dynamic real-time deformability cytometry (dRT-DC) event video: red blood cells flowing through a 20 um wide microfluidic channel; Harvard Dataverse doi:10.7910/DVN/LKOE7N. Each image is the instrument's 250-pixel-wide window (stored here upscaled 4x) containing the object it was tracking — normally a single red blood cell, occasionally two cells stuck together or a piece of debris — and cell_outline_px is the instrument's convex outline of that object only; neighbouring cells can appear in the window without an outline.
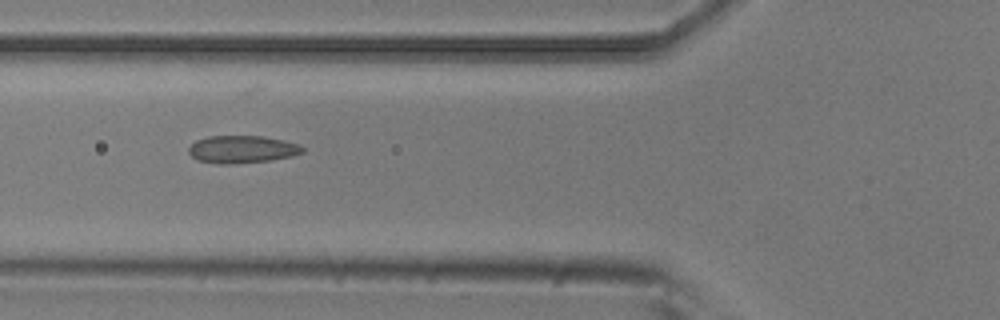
{"species": "common noctule bat (a hibernating species)", "species_latin": "Nyctalus noctula", "temperature_condition": "room temperature", "stored_images_in_passage": 6, "camera_frame_rate_fps": 3000, "um_per_image_px": 0.085, "animal": {"sex": "male", "body_mass_g": 20.5, "forearm_length_mm": 52.5}, "frame": {"image": 1, "passage_image": 6, "time_ms": 1.667, "image_size_px": [1000, 320], "cell_outline_px": [[304, 152], [292, 156], [268, 160], [228, 164], [220, 164], [196, 160], [188, 152], [188, 148], [196, 140], [208, 136], [264, 136], [284, 140], [300, 144], [304, 148]], "centroid_in_image_um": [20.58, 12.68], "position_along_channel_um": 105.2, "area_um2": 18.26}}